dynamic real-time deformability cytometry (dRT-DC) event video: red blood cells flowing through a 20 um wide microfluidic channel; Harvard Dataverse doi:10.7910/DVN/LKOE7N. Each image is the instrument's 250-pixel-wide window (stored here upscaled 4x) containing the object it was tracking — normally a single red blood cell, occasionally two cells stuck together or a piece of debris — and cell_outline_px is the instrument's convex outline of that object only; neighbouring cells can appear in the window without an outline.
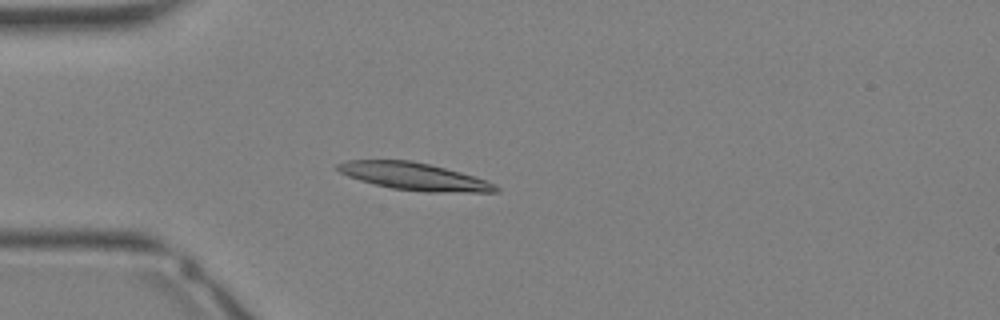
{"species": "Egyptian fruit bat (a non-hibernating species)", "species_latin": "Rousettus aegyptiacus", "temperature_condition": "warm", "stored_images_in_passage": 28, "camera_frame_rate_fps": 3000, "um_per_image_px": 0.085, "animal": {"sex": "female"}, "frame": {"image": 1, "passage_image": 3, "time_ms": 0.667, "image_size_px": [1000, 320], "cell_outline_px": [[500, 192], [424, 192], [392, 188], [360, 180], [348, 176], [340, 172], [336, 168], [336, 164], [348, 160], [412, 160], [460, 172], [488, 180], [496, 184], [500, 188]], "centroid_in_image_um": [35.25, 15.0], "position_along_channel_um": 49.8, "area_um2": 25.2}}
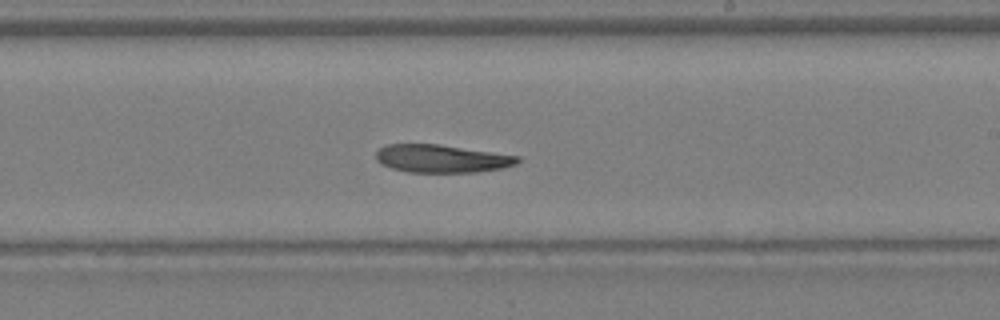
{"frame": {"image": 2, "passage_image": 14, "time_ms": 4.333, "image_size_px": [1000, 320], "cell_outline_px": [[520, 160], [516, 164], [504, 168], [476, 172], [408, 172], [392, 168], [380, 164], [376, 160], [376, 152], [384, 144], [440, 144], [520, 156]], "centroid_in_image_um": [37.54, 13.48], "position_along_channel_um": 251.5, "area_um2": 23.18}}
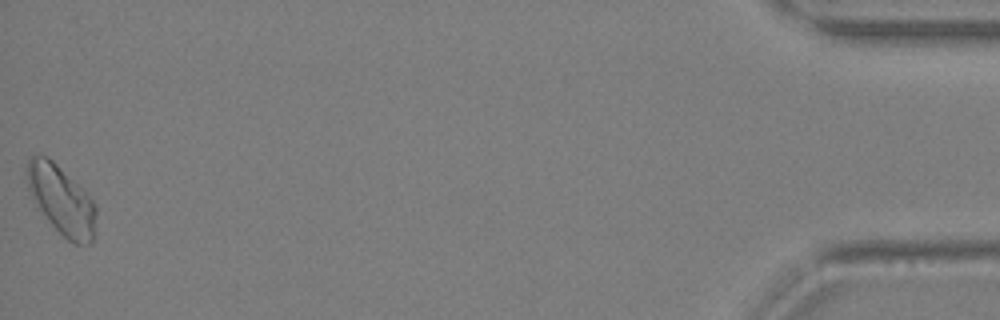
{"frame": {"image": 3, "passage_image": 28, "time_ms": 9.0, "image_size_px": [1000, 320], "cell_outline_px": [[96, 212], [92, 240], [88, 244], [72, 244], [36, 208], [28, 188], [24, 168], [28, 160], [32, 156], [44, 156], [52, 160], [88, 192], [96, 204]], "centroid_in_image_um": [5.2, 16.98], "position_along_channel_um": 430.0, "area_um2": 27.92}}